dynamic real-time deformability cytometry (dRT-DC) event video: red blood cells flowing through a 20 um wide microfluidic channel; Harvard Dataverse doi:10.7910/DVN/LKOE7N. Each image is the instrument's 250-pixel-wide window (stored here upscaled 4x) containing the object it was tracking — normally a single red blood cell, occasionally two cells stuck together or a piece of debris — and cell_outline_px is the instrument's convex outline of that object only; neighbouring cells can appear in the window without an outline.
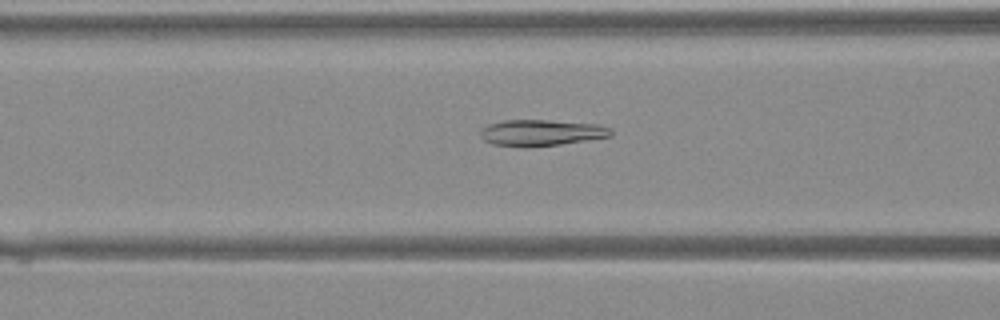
{"species": "Egyptian fruit bat (a non-hibernating species)", "species_latin": "Rousettus aegyptiacus", "temperature_condition": "warm", "stored_images_in_passage": 35, "camera_frame_rate_fps": 3000, "um_per_image_px": 0.085, "animal": {"sex": "female"}, "frame": {"image": 1, "passage_image": 11, "time_ms": 3.333, "image_size_px": [1000, 320], "cell_outline_px": [[612, 136], [588, 140], [560, 144], [492, 144], [484, 140], [480, 136], [480, 132], [488, 124], [504, 120], [548, 120], [596, 124], [612, 128]], "centroid_in_image_um": [46.07, 11.23], "position_along_channel_um": 120.5, "area_um2": 19.07}}
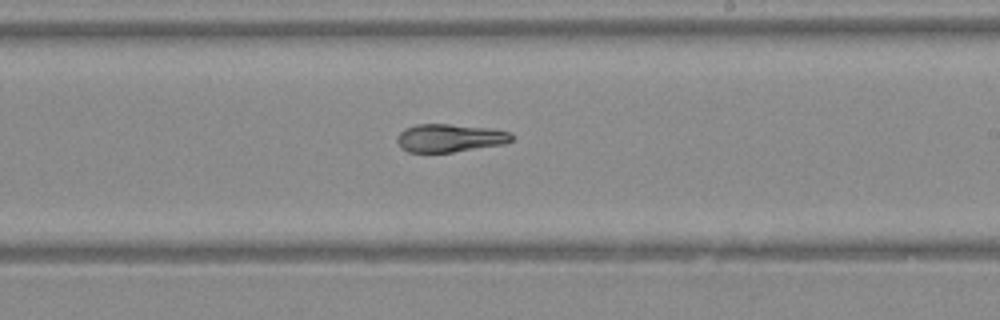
{"frame": {"image": 2, "passage_image": 19, "time_ms": 6.0, "image_size_px": [1000, 320], "cell_outline_px": [[512, 140], [504, 144], [452, 152], [408, 152], [400, 148], [396, 140], [396, 136], [404, 128], [416, 124], [448, 124], [492, 128], [512, 132]], "centroid_in_image_um": [38.2, 11.72], "position_along_channel_um": 250.8, "area_um2": 18.9}}
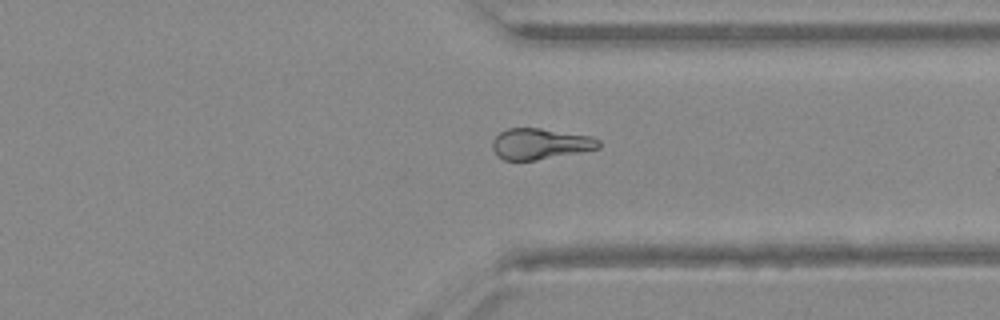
{"frame": {"image": 3, "passage_image": 26, "time_ms": 8.333, "image_size_px": [1000, 320], "cell_outline_px": [[600, 148], [580, 152], [536, 160], [504, 160], [492, 148], [492, 140], [500, 132], [508, 128], [540, 128], [592, 136], [600, 140]], "centroid_in_image_um": [45.93, 12.22], "position_along_channel_um": 365.5, "area_um2": 19.07}}